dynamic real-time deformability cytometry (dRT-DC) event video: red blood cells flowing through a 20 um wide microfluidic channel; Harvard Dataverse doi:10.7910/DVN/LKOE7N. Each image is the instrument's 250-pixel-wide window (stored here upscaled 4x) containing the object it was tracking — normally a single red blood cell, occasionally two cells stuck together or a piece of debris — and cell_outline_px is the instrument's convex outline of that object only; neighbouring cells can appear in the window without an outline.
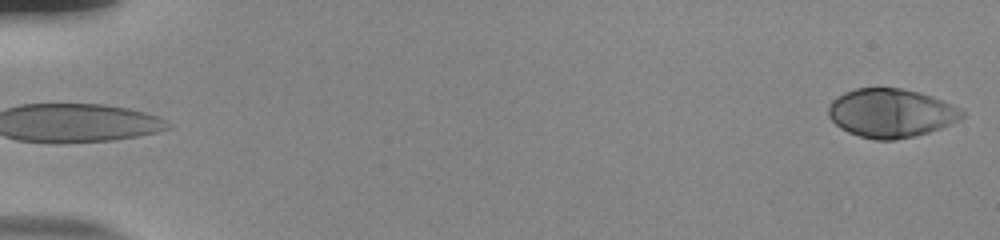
{"species": "human", "species_latin": "Homo sapiens", "temperature_condition": "room temperature", "stored_images_in_passage": 54, "camera_frame_rate_fps": 3000, "um_per_image_px": 0.085, "donor": {"sex": "male"}, "frame": {"image": 1, "passage_image": 1, "time_ms": 0.0, "image_size_px": [1000, 240], "cell_outline_px": [[964, 116], [960, 120], [952, 124], [928, 132], [896, 140], [876, 140], [860, 136], [848, 132], [840, 128], [828, 116], [828, 104], [836, 96], [844, 92], [856, 88], [900, 88], [920, 92], [932, 96], [960, 108], [964, 112]], "centroid_in_image_um": [75.72, 9.6], "position_along_channel_um": 9.3, "area_um2": 38.03}}
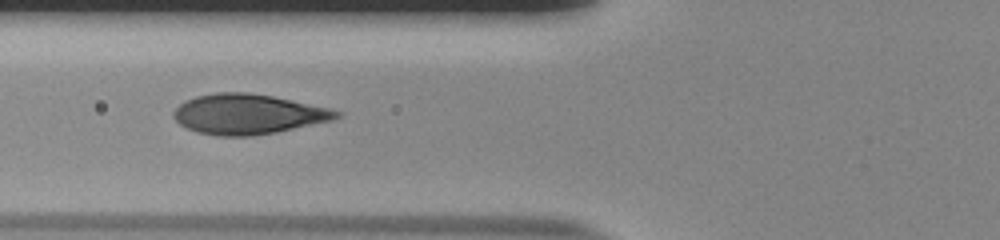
{"frame": {"image": 2, "passage_image": 22, "time_ms": 7.0, "image_size_px": [1000, 240], "cell_outline_px": [[344, 112], [340, 116], [332, 120], [276, 132], [252, 136], [220, 136], [196, 132], [180, 124], [172, 116], [172, 112], [184, 100], [196, 96], [216, 92], [248, 92], [272, 96], [332, 108]], "centroid_in_image_um": [21.08, 9.69], "position_along_channel_um": 104.7, "area_um2": 38.15}}
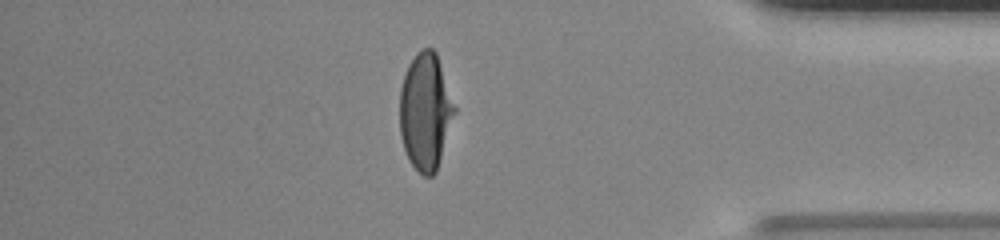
{"frame": {"image": 3, "passage_image": 47, "time_ms": 15.333, "image_size_px": [1000, 240], "cell_outline_px": [[456, 112], [436, 172], [432, 176], [424, 176], [412, 164], [404, 148], [400, 136], [400, 88], [408, 64], [416, 52], [424, 48], [432, 48], [436, 52], [456, 108]], "centroid_in_image_um": [36.16, 9.46], "position_along_channel_um": 399.0, "area_um2": 37.17}, "authors_computed_cell_mechanics": {"area_um2": 37.9746, "velocity_mm_per_s": 3.8327, "shape_relaxation_time_tau1_ms": 4.5981, "shape_relaxation_time_tau2_ms": null, "deformation_change_tau1": 0.2454, "deformation_change_tau2": null}}